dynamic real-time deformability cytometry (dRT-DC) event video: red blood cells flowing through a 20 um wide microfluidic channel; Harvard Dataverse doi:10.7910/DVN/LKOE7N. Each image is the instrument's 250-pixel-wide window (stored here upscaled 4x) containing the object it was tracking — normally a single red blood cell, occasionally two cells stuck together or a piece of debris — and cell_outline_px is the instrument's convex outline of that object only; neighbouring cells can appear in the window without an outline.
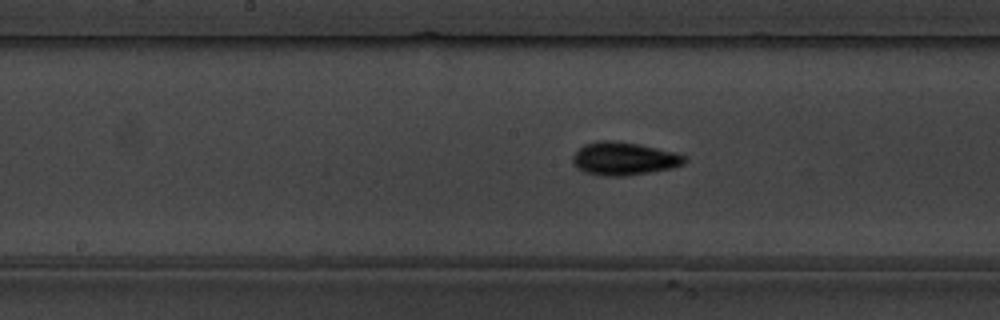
{"species": "common noctule bat (a hibernating species)", "species_latin": "Nyctalus noctula", "temperature_condition": "warm", "stored_images_in_passage": 40, "camera_frame_rate_fps": 3000, "um_per_image_px": 0.085, "animal": {"sex": "male", "body_mass_g": 19.5, "forearm_length_mm": 54.6}, "frame": {"image": 1, "passage_image": 12, "time_ms": 3.667, "image_size_px": [1000, 320], "cell_outline_px": [[688, 160], [684, 164], [672, 168], [624, 176], [604, 176], [584, 172], [576, 168], [572, 164], [572, 156], [584, 144], [596, 140], [612, 140], [636, 144], [676, 152], [684, 156]], "centroid_in_image_um": [53.0, 13.48], "position_along_channel_um": 195.2, "area_um2": 21.56}}
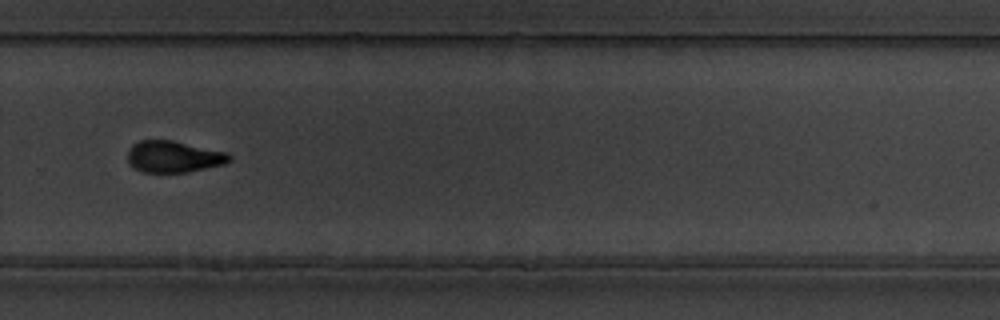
{"frame": {"image": 2, "passage_image": 22, "time_ms": 7.0, "image_size_px": [1000, 320], "cell_outline_px": [[232, 160], [224, 164], [188, 172], [140, 172], [128, 164], [128, 152], [132, 144], [140, 140], [172, 140], [228, 152], [232, 156]], "centroid_in_image_um": [14.76, 13.32], "position_along_channel_um": 315.0, "area_um2": 18.9}}
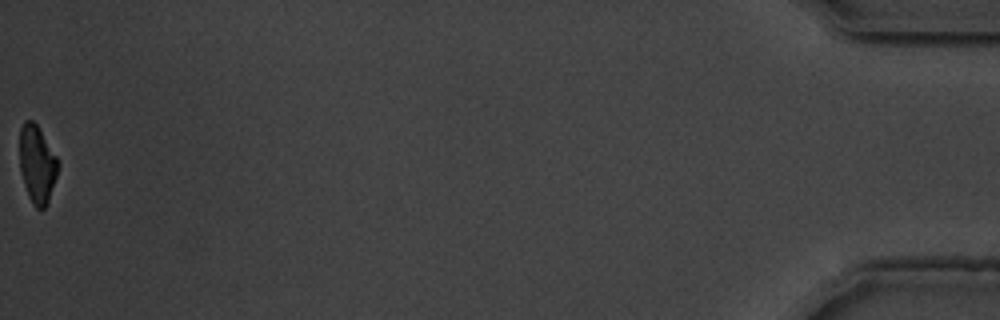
{"frame": {"image": 3, "passage_image": 40, "time_ms": 13.0, "image_size_px": [1000, 320], "cell_outline_px": [[56, 176], [48, 204], [44, 208], [36, 208], [32, 204], [28, 196], [20, 172], [20, 128], [24, 120], [32, 120], [36, 124], [56, 156]], "centroid_in_image_um": [3.12, 13.98], "position_along_channel_um": 432.1, "area_um2": 17.05}, "authors_computed_cell_mechanics": {"area_um2": 19.2185, "velocity_mm_per_s": 3.6209, "shape_relaxation_time_tau1_ms": 2.6475, "shape_relaxation_time_tau2_ms": 6.3169, "deformation_change_tau1": 0.1357, "deformation_change_tau2": 0.1225}}